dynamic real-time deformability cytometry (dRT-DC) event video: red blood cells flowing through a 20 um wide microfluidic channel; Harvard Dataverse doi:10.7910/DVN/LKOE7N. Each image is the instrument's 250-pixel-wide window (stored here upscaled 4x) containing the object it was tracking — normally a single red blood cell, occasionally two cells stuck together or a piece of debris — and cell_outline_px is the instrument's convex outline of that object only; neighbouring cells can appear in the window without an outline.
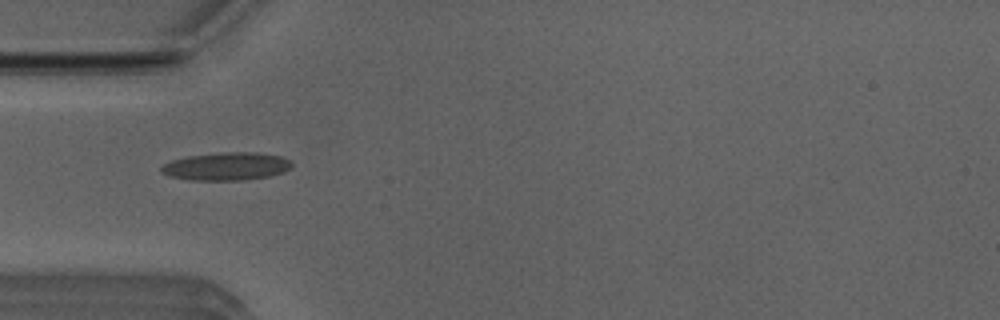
{"species": "Egyptian fruit bat (a non-hibernating species)", "species_latin": "Rousettus aegyptiacus", "temperature_condition": "room temperature", "stored_images_in_passage": 7, "camera_frame_rate_fps": 3000, "um_per_image_px": 0.085, "animal": {"sex": "male"}, "frame": {"image": 1, "passage_image": 1, "time_ms": 0.0, "image_size_px": [1000, 320], "cell_outline_px": [[292, 164], [284, 172], [268, 176], [244, 180], [188, 180], [168, 176], [160, 172], [160, 168], [164, 164], [172, 160], [188, 156], [224, 152], [256, 152], [280, 156], [292, 160]], "centroid_in_image_um": [19.23, 14.14], "position_along_channel_um": 65.8, "area_um2": 21.27}}
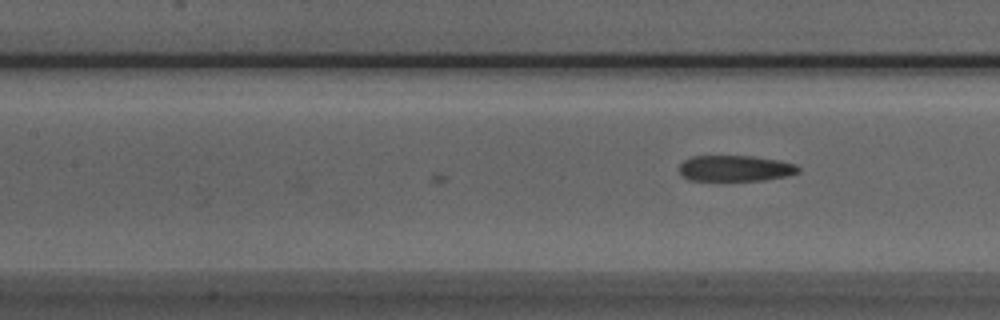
{"frame": {"image": 2, "passage_image": 7, "time_ms": 2.0, "image_size_px": [1000, 320], "cell_outline_px": [[800, 172], [788, 176], [764, 180], [688, 180], [680, 176], [680, 164], [684, 160], [692, 156], [752, 156], [780, 160], [796, 164], [800, 168]], "centroid_in_image_um": [62.51, 14.31], "position_along_channel_um": 144.9, "area_um2": 18.15}}